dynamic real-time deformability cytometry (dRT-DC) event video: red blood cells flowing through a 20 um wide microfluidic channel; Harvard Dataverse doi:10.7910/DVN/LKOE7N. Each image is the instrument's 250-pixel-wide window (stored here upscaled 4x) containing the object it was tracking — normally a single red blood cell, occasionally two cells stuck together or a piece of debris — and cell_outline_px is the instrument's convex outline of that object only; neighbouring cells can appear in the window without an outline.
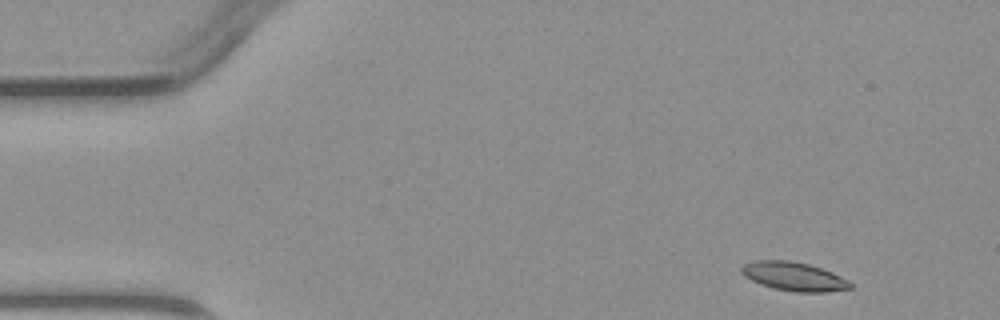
{"species": "common noctule bat (a hibernating species)", "species_latin": "Nyctalus noctula", "temperature_condition": "warm", "stored_images_in_passage": 3, "camera_frame_rate_fps": 3000, "um_per_image_px": 0.085, "animal": {"sex": "male", "body_mass_g": 23.1, "forearm_length_mm": 52.7}, "frame": {"image": 1, "passage_image": 1, "time_ms": 0.0, "image_size_px": [1000, 320], "cell_outline_px": [[852, 288], [828, 292], [796, 292], [772, 288], [760, 284], [744, 276], [740, 272], [740, 268], [744, 264], [752, 260], [788, 260], [808, 264], [832, 272], [848, 280], [852, 284]], "centroid_in_image_um": [67.45, 23.5], "position_along_channel_um": 17.5, "area_um2": 18.32}}